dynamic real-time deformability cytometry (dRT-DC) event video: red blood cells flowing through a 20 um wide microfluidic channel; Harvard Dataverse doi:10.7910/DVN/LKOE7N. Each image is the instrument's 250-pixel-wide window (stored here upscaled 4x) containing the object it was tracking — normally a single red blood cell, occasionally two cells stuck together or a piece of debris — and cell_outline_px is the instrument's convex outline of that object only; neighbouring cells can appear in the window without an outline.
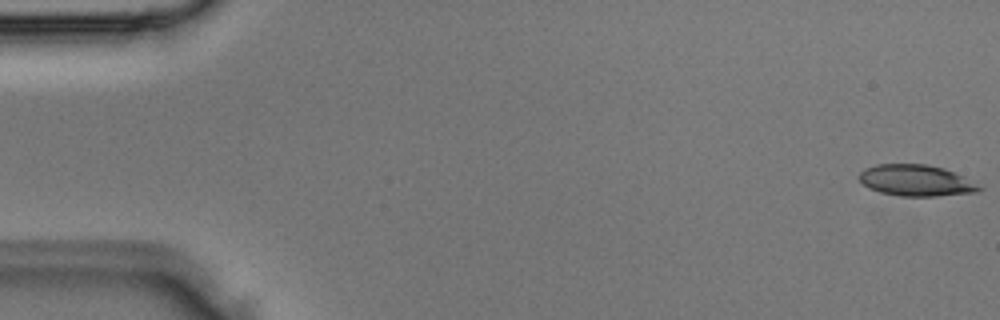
{"species": "Egyptian fruit bat (a non-hibernating species)", "species_latin": "Rousettus aegyptiacus", "temperature_condition": "room temperature", "stored_images_in_passage": 3, "camera_frame_rate_fps": 3000, "um_per_image_px": 0.085, "animal": {"sex": "male"}, "frame": {"image": 1, "passage_image": 1, "time_ms": 0.0, "image_size_px": [1000, 320], "cell_outline_px": [[984, 188], [976, 192], [936, 196], [900, 196], [880, 192], [868, 188], [860, 180], [860, 172], [864, 168], [876, 164], [928, 164], [944, 168]], "centroid_in_image_um": [77.82, 15.34], "position_along_channel_um": 7.2, "area_um2": 21.62}}